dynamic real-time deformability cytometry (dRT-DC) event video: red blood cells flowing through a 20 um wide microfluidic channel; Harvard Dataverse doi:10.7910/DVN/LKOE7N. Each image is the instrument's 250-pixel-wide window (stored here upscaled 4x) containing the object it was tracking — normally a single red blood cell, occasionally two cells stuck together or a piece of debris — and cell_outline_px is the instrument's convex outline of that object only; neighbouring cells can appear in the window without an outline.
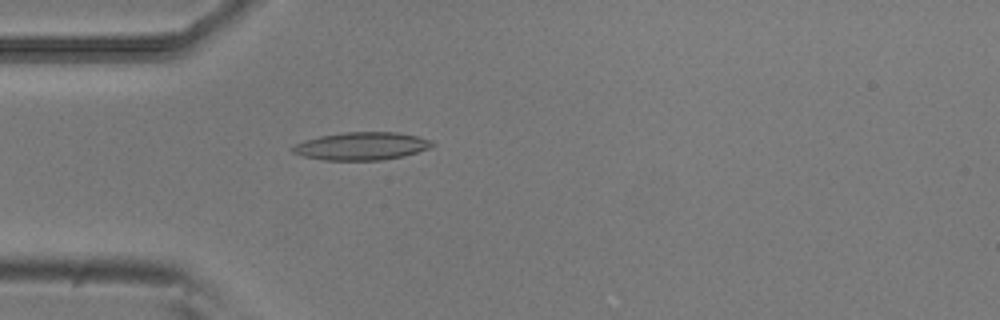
{"species": "common noctule bat (a hibernating species)", "species_latin": "Nyctalus noctula", "temperature_condition": "room temperature", "stored_images_in_passage": 49, "camera_frame_rate_fps": 3000, "um_per_image_px": 0.085, "animal": {"sex": "male", "body_mass_g": 20.5, "forearm_length_mm": 52.5}, "frame": {"image": 1, "passage_image": 11, "time_ms": 3.333, "image_size_px": [1000, 320], "cell_outline_px": [[436, 144], [428, 148], [404, 156], [380, 160], [324, 160], [304, 156], [292, 152], [288, 148], [304, 140], [320, 136], [344, 132], [396, 132], [416, 136], [432, 140]], "centroid_in_image_um": [30.71, 12.41], "position_along_channel_um": 54.3, "area_um2": 22.6}}
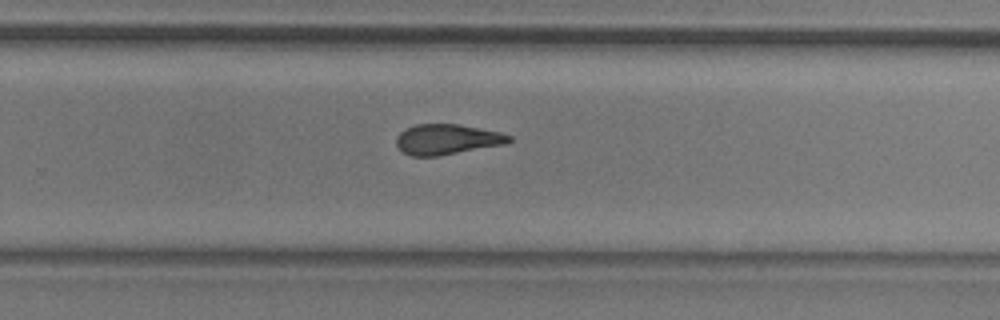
{"frame": {"image": 2, "passage_image": 30, "time_ms": 9.667, "image_size_px": [1000, 320], "cell_outline_px": [[512, 140], [504, 144], [436, 156], [412, 156], [404, 152], [396, 144], [396, 136], [404, 128], [416, 124], [456, 124], [500, 132], [512, 136]], "centroid_in_image_um": [37.96, 11.83], "position_along_channel_um": 291.8, "area_um2": 19.71}}
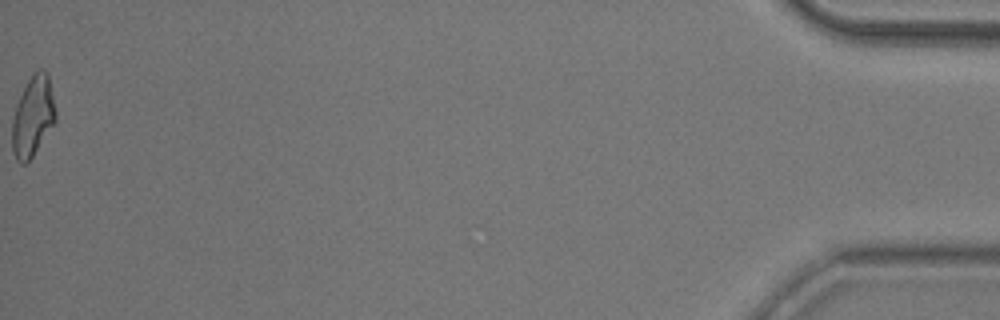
{"frame": {"image": 3, "passage_image": 49, "time_ms": 16.0, "image_size_px": [1000, 320], "cell_outline_px": [[56, 120], [32, 156], [24, 164], [20, 164], [16, 160], [12, 152], [12, 116], [16, 104], [28, 80], [40, 68], [44, 68], [48, 72], [56, 112]], "centroid_in_image_um": [2.78, 9.88], "position_along_channel_um": 432.4, "area_um2": 20.23}, "authors_computed_cell_mechanics": {"area_um2": 20.6346, "velocity_mm_per_s": 3.8278, "shape_relaxation_time_tau1_ms": 10.7837, "shape_relaxation_time_tau2_ms": 4.123, "deformation_change_tau1": 0.2819, "deformation_change_tau2": 0.1318}}